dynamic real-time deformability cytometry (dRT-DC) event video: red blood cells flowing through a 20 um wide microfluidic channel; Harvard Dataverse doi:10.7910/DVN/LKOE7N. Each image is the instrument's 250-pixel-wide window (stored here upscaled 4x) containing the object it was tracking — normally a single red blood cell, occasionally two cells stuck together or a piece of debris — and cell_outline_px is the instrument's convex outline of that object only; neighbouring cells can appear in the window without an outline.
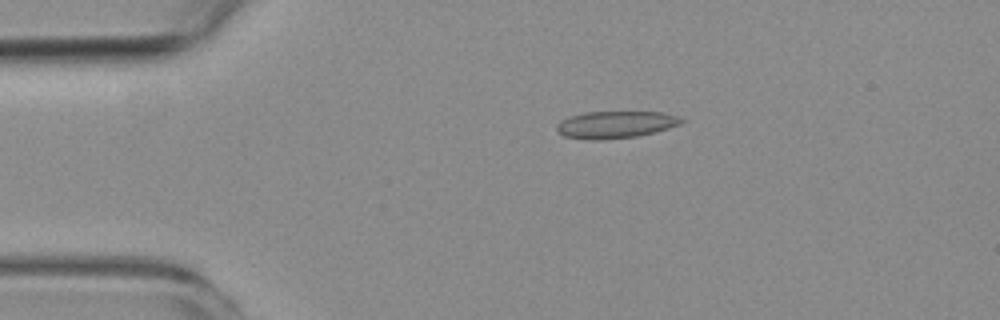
{"species": "common noctule bat (a hibernating species)", "species_latin": "Nyctalus noctula", "temperature_condition": "room temperature", "stored_images_in_passage": 2, "camera_frame_rate_fps": 3000, "um_per_image_px": 0.085, "animal": {"sex": "female", "body_mass_g": 19.3, "forearm_length_mm": 54.1}, "frame": {"image": 1, "passage_image": 2, "time_ms": 2.0, "image_size_px": [1000, 320], "cell_outline_px": [[688, 120], [680, 124], [668, 128], [636, 136], [600, 140], [592, 140], [564, 136], [556, 128], [556, 124], [560, 120], [568, 116], [584, 112], [664, 112]], "centroid_in_image_um": [52.3, 10.58], "position_along_channel_um": 32.7, "area_um2": 19.65}}